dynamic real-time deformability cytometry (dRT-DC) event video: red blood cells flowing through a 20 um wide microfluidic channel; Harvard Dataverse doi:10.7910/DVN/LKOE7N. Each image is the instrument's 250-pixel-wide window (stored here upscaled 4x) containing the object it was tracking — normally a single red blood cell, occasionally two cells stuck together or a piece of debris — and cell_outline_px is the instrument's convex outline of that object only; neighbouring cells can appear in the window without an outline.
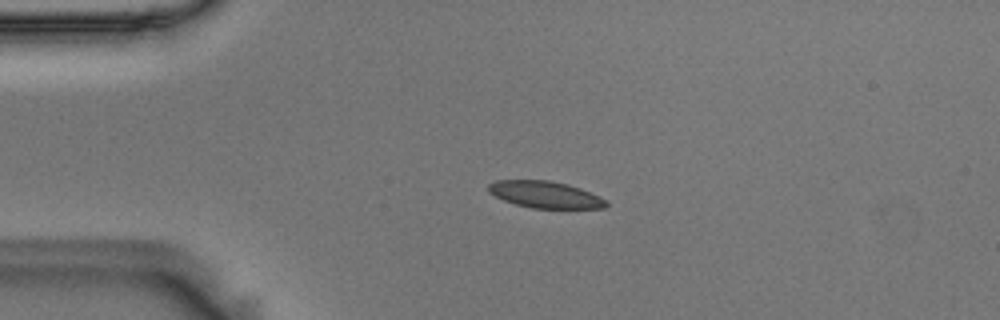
{"species": "Egyptian fruit bat (a non-hibernating species)", "species_latin": "Rousettus aegyptiacus", "temperature_condition": "room temperature", "stored_images_in_passage": 44, "camera_frame_rate_fps": 3000, "um_per_image_px": 0.085, "animal": {"sex": "male"}, "frame": {"image": 1, "passage_image": 1, "time_ms": 0.0, "image_size_px": [1000, 320], "cell_outline_px": [[608, 204], [604, 208], [532, 208], [516, 204], [504, 200], [488, 192], [488, 184], [496, 180], [548, 180], [568, 184], [580, 188], [600, 196], [608, 200]], "centroid_in_image_um": [46.36, 16.53], "position_along_channel_um": 38.6, "area_um2": 18.38}}
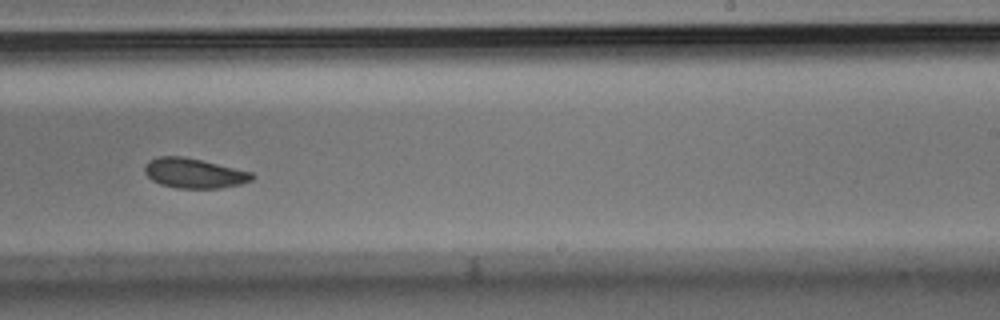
{"frame": {"image": 2, "passage_image": 23, "time_ms": 7.333, "image_size_px": [1000, 320], "cell_outline_px": [[256, 176], [252, 180], [240, 184], [220, 188], [176, 188], [160, 184], [152, 180], [144, 172], [144, 164], [148, 160], [160, 156], [184, 156], [252, 172]], "centroid_in_image_um": [16.48, 14.72], "position_along_channel_um": 272.5, "area_um2": 18.73}}
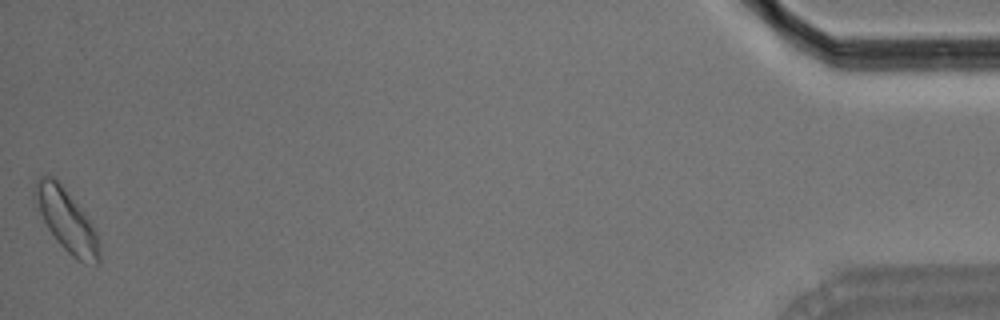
{"frame": {"image": 3, "passage_image": 44, "time_ms": 14.333, "image_size_px": [1000, 320], "cell_outline_px": [[100, 264], [84, 264], [76, 260], [56, 240], [48, 228], [32, 196], [32, 192], [36, 180], [40, 176], [52, 176], [60, 184], [84, 212], [92, 224], [96, 232], [100, 252]], "centroid_in_image_um": [5.66, 18.76], "position_along_channel_um": 429.5, "area_um2": 23.12}, "authors_computed_cell_mechanics": {"area_um2": 19.2763, "velocity_mm_per_s": 3.5939, "shape_relaxation_time_tau1_ms": 8.5446, "shape_relaxation_time_tau2_ms": null, "deformation_change_tau1": 0.1119, "deformation_change_tau2": null}}